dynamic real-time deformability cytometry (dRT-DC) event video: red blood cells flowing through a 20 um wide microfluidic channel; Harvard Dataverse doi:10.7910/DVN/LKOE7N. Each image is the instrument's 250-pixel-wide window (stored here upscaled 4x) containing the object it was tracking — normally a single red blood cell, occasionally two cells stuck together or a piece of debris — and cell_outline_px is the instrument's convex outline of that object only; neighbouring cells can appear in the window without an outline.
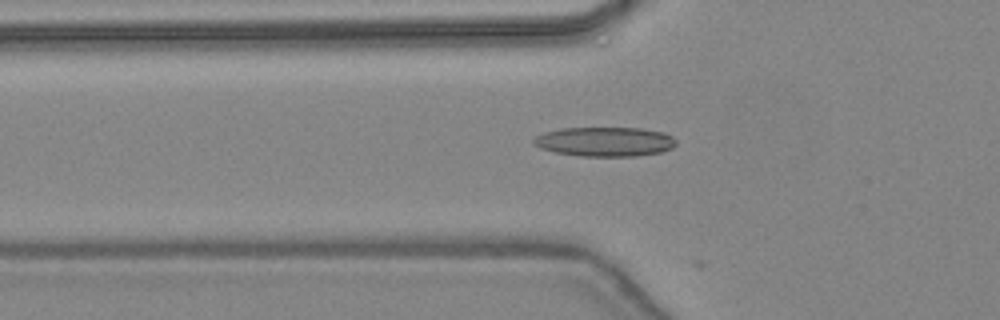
{"species": "common noctule bat (a hibernating species)", "species_latin": "Nyctalus noctula", "temperature_condition": "warm", "stored_images_in_passage": 19, "camera_frame_rate_fps": 3000, "um_per_image_px": 0.085, "animal": {"sex": "female", "body_mass_g": 24.6, "forearm_length_mm": 56.2}, "frame": {"image": 1, "passage_image": 18, "time_ms": 5.667, "image_size_px": [1000, 320], "cell_outline_px": [[676, 144], [672, 148], [660, 152], [636, 156], [580, 156], [556, 152], [540, 148], [532, 144], [532, 140], [536, 136], [544, 132], [560, 128], [640, 128], [664, 132], [672, 136], [676, 140]], "centroid_in_image_um": [51.4, 12.04], "position_along_channel_um": 74.4, "area_um2": 24.51}}